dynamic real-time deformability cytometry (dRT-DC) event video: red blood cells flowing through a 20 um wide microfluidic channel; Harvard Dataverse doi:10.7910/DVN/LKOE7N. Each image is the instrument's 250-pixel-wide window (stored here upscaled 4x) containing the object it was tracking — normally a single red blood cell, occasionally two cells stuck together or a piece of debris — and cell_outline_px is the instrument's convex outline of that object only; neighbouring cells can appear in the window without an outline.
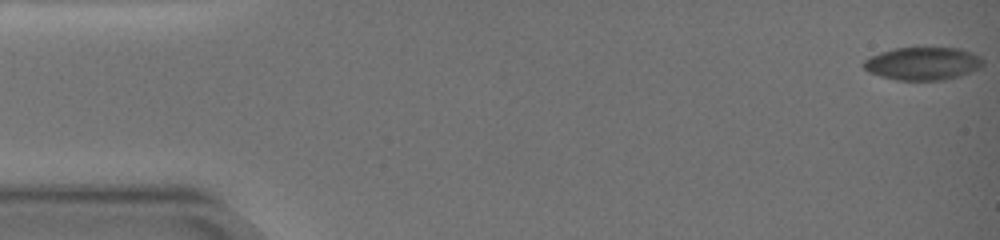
{"species": "common noctule bat (a hibernating species)", "species_latin": "Nyctalus noctula", "temperature_condition": "warm", "stored_images_in_passage": 70, "camera_frame_rate_fps": 3000, "um_per_image_px": 0.085, "animal": {"sex": "female", "body_mass_g": 19.0, "forearm_length_mm": 51.5}, "frame": {"image": 1, "passage_image": 1, "time_ms": 0.0, "image_size_px": [1000, 240], "cell_outline_px": [[984, 64], [980, 68], [960, 76], [944, 80], [896, 80], [880, 76], [868, 72], [864, 68], [864, 60], [880, 52], [892, 48], [960, 48], [972, 52], [980, 56], [984, 60]], "centroid_in_image_um": [78.47, 5.4], "position_along_channel_um": 6.5, "area_um2": 23.0}}
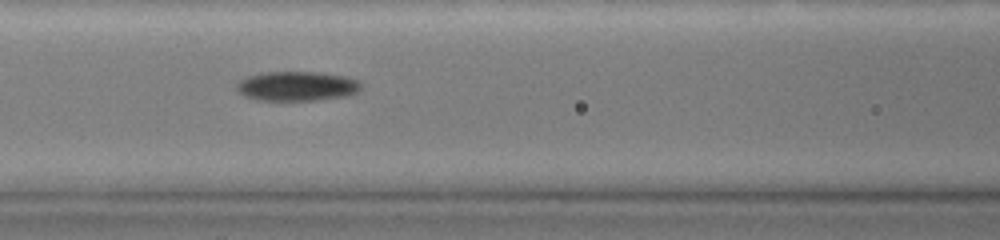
{"frame": {"image": 2, "passage_image": 42, "time_ms": 8.0, "image_size_px": [1000, 240], "cell_outline_px": [[364, 84], [356, 92], [348, 96], [316, 100], [256, 100], [244, 96], [236, 88], [236, 84], [240, 80], [248, 76], [264, 72], [316, 72], [344, 76], [360, 80]], "centroid_in_image_um": [25.26, 7.32], "position_along_channel_um": 141.3, "area_um2": 21.5}}
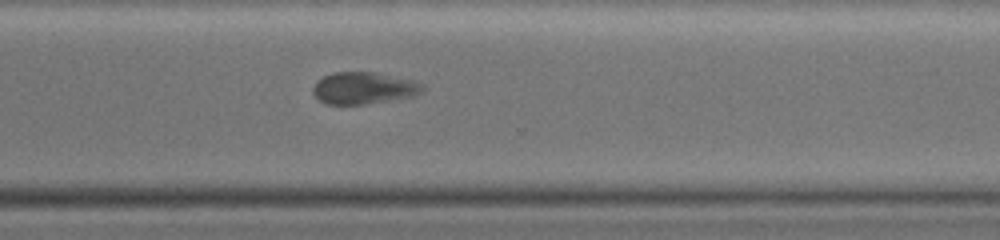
{"frame": {"image": 3, "passage_image": 70, "time_ms": 13.667, "image_size_px": [1000, 240], "cell_outline_px": [[424, 92], [412, 96], [364, 104], [328, 104], [320, 100], [312, 92], [312, 88], [316, 80], [332, 72], [372, 72], [412, 80], [424, 84]], "centroid_in_image_um": [30.89, 7.48], "position_along_channel_um": 339.7, "area_um2": 20.23}}